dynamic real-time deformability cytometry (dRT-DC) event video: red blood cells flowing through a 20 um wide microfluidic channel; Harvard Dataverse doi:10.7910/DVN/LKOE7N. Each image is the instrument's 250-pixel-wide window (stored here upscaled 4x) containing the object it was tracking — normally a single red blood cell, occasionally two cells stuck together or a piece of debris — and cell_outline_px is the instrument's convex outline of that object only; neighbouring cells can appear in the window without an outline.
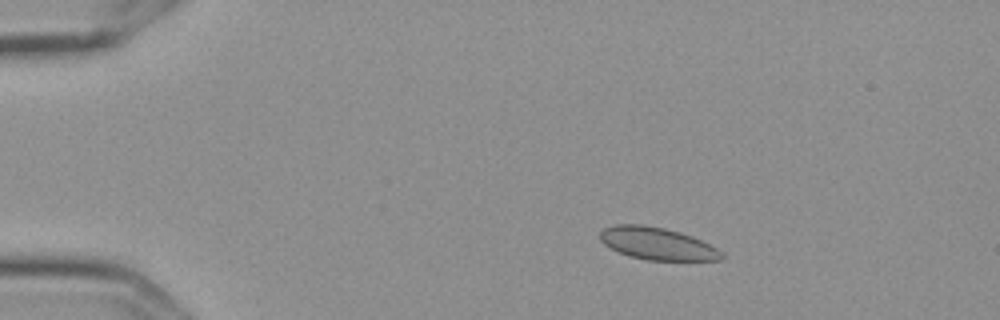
{"species": "Egyptian fruit bat (a non-hibernating species)", "species_latin": "Rousettus aegyptiacus", "temperature_condition": "cold", "stored_images_in_passage": 4, "camera_frame_rate_fps": 3000, "um_per_image_px": 0.085, "frame": {"image": 1, "passage_image": 2, "time_ms": 0.333, "image_size_px": [1000, 320], "cell_outline_px": [[724, 256], [720, 260], [648, 260], [628, 256], [604, 244], [600, 240], [600, 232], [604, 228], [616, 224], [644, 224], [664, 228], [680, 232], [692, 236], [724, 252]], "centroid_in_image_um": [55.86, 20.7], "position_along_channel_um": 29.1, "area_um2": 22.83}}